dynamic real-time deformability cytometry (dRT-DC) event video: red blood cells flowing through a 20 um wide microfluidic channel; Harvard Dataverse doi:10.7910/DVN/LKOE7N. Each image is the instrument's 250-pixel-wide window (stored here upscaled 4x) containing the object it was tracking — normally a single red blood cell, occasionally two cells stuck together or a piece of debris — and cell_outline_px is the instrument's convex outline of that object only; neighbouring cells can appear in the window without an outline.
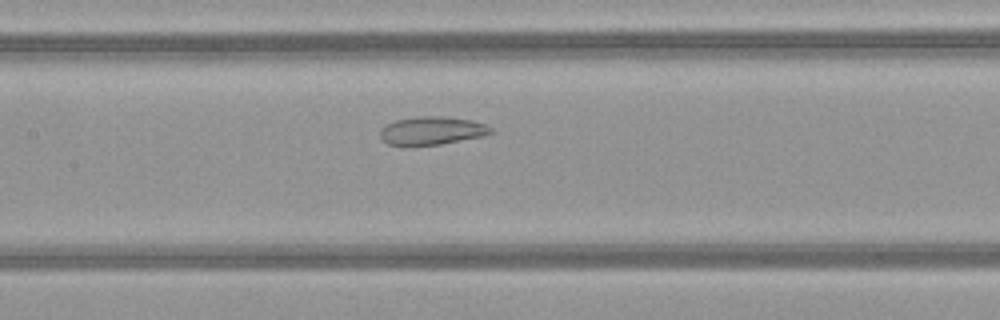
{"species": "common noctule bat (a hibernating species)", "species_latin": "Nyctalus noctula", "temperature_condition": "warm", "stored_images_in_passage": 45, "camera_frame_rate_fps": 3000, "um_per_image_px": 0.085, "animal": {"sex": "female", "body_mass_g": 21.9}, "frame": {"image": 1, "passage_image": 19, "time_ms": 6.0, "image_size_px": [1000, 320], "cell_outline_px": [[496, 132], [484, 136], [440, 144], [412, 148], [388, 144], [380, 140], [380, 128], [384, 124], [396, 120], [420, 116], [444, 116], [472, 120], [484, 124], [492, 128]], "centroid_in_image_um": [36.66, 11.14], "position_along_channel_um": 170.7, "area_um2": 18.9}}
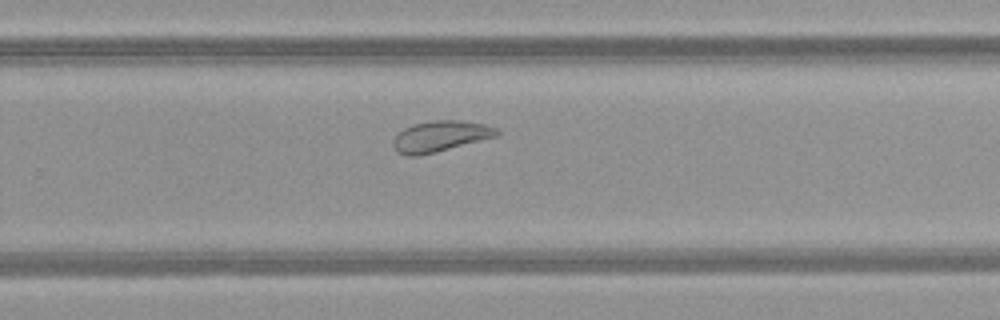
{"frame": {"image": 2, "passage_image": 28, "time_ms": 9.0, "image_size_px": [1000, 320], "cell_outline_px": [[500, 132], [496, 136], [436, 152], [420, 156], [408, 156], [396, 152], [392, 144], [392, 140], [404, 128], [416, 124], [432, 120], [460, 120], [484, 124], [496, 128]], "centroid_in_image_um": [37.39, 11.59], "position_along_channel_um": 292.4, "area_um2": 18.5}}
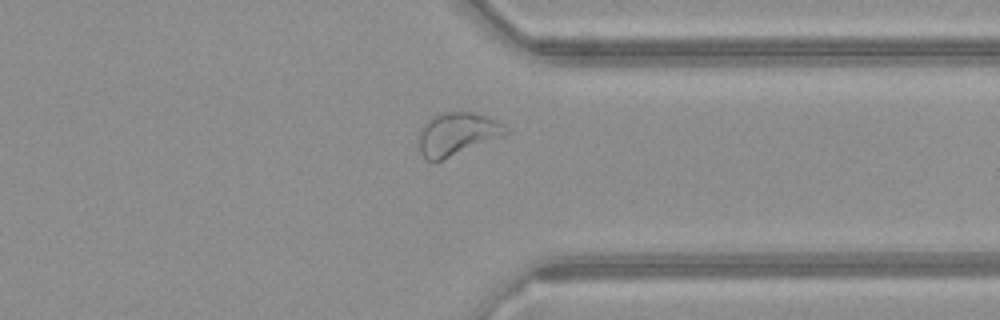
{"frame": {"image": 3, "passage_image": 34, "time_ms": 11.0, "image_size_px": [1000, 320], "cell_outline_px": [[508, 132], [504, 136], [432, 164], [424, 160], [420, 152], [420, 128], [432, 116], [444, 112], [472, 112], [496, 120], [504, 124], [508, 128]], "centroid_in_image_um": [38.84, 11.42], "position_along_channel_um": 372.6, "area_um2": 21.85}, "authors_computed_cell_mechanics": {"area_um2": 23.9292, "velocity_mm_per_s": 4.0776, "shape_relaxation_time_tau1_ms": null, "shape_relaxation_time_tau2_ms": 3.315, "deformation_change_tau1": null, "deformation_change_tau2": 0.1128}}